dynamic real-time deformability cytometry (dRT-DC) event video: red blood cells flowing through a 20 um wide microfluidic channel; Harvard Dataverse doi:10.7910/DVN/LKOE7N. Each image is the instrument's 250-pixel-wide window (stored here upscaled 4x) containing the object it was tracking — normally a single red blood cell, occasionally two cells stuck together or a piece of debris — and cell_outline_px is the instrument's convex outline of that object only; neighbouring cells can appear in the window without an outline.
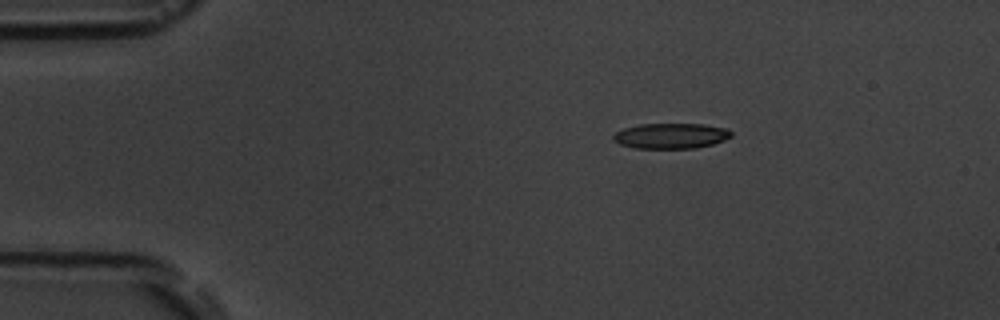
{"species": "common noctule bat (a hibernating species)", "species_latin": "Nyctalus noctula", "temperature_condition": "room temperature", "stored_images_in_passage": 3, "camera_frame_rate_fps": 3000, "um_per_image_px": 0.085, "animal": {"sex": "male", "body_mass_g": 19.5, "forearm_length_mm": 54.6}, "frame": {"image": 1, "passage_image": 1, "time_ms": 0.0, "image_size_px": [1000, 320], "cell_outline_px": [[732, 136], [724, 140], [712, 144], [696, 148], [636, 148], [620, 144], [612, 140], [612, 136], [616, 132], [624, 128], [640, 124], [704, 124], [728, 128], [732, 132]], "centroid_in_image_um": [57.04, 11.54], "position_along_channel_um": 28.0, "area_um2": 17.51}}